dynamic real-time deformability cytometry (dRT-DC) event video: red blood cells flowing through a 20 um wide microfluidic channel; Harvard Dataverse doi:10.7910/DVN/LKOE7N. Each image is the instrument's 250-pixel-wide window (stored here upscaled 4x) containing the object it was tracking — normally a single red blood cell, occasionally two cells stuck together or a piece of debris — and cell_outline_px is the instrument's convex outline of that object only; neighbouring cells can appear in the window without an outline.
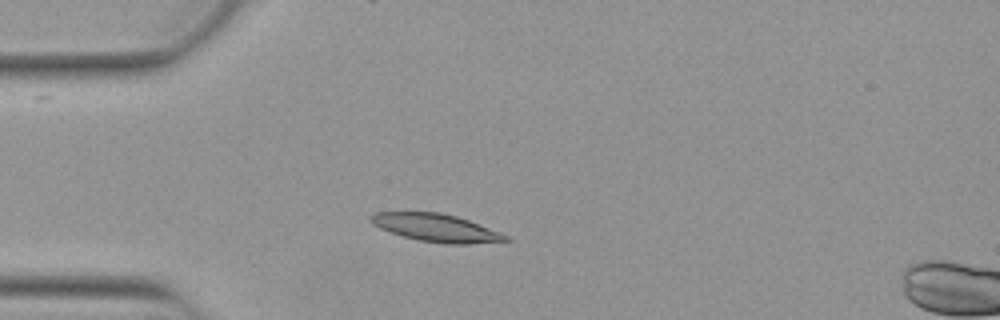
{"species": "Egyptian fruit bat (a non-hibernating species)", "species_latin": "Rousettus aegyptiacus", "temperature_condition": "warm", "stored_images_in_passage": 50, "camera_frame_rate_fps": 3000, "um_per_image_px": 0.085, "animal": {"sex": "female"}, "frame": {"image": 1, "passage_image": 10, "time_ms": 3.0, "image_size_px": [1000, 320], "cell_outline_px": [[512, 240], [468, 244], [444, 244], [420, 240], [404, 236], [380, 228], [372, 224], [368, 220], [368, 216], [376, 212], [440, 212], [456, 216], [468, 220], [500, 232], [508, 236]], "centroid_in_image_um": [37.05, 19.36], "position_along_channel_um": 47.9, "area_um2": 21.73}}
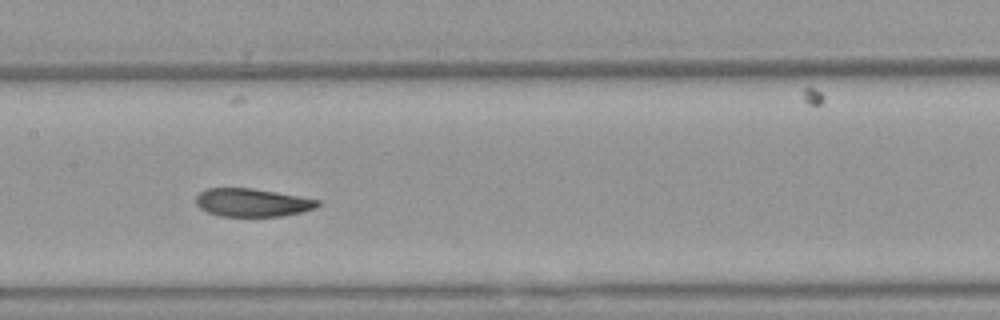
{"frame": {"image": 2, "passage_image": 22, "time_ms": 7.0, "image_size_px": [1000, 320], "cell_outline_px": [[320, 204], [316, 208], [300, 212], [280, 216], [220, 216], [208, 212], [200, 208], [196, 204], [196, 196], [200, 192], [208, 188], [252, 188], [276, 192], [320, 200]], "centroid_in_image_um": [21.43, 17.21], "position_along_channel_um": 186.0, "area_um2": 19.83}}
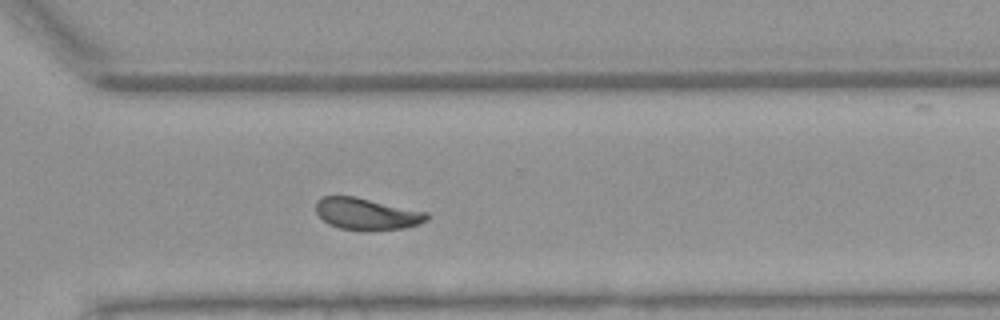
{"frame": {"image": 3, "passage_image": 34, "time_ms": 11.0, "image_size_px": [1000, 320], "cell_outline_px": [[428, 220], [420, 224], [404, 228], [368, 232], [364, 232], [340, 228], [328, 224], [316, 212], [316, 200], [324, 196], [356, 196], [428, 212]], "centroid_in_image_um": [31.19, 18.2], "position_along_channel_um": 339.4, "area_um2": 20.98}, "authors_computed_cell_mechanics": {"area_um2": 20.8947, "velocity_mm_per_s": 3.8497, "shape_relaxation_time_tau1_ms": 4.3038, "shape_relaxation_time_tau2_ms": 1.9959, "deformation_change_tau1": 0.164, "deformation_change_tau2": 0.0826}}